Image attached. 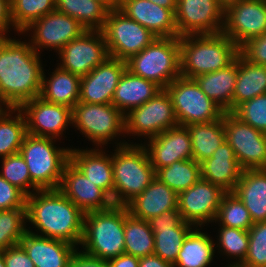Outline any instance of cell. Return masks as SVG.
Returning <instances> with one entry per match:
<instances>
[{"label": "cell", "mask_w": 266, "mask_h": 267, "mask_svg": "<svg viewBox=\"0 0 266 267\" xmlns=\"http://www.w3.org/2000/svg\"><path fill=\"white\" fill-rule=\"evenodd\" d=\"M126 206L133 217L148 221L154 216L178 209V194L155 178L141 194Z\"/></svg>", "instance_id": "obj_27"}, {"label": "cell", "mask_w": 266, "mask_h": 267, "mask_svg": "<svg viewBox=\"0 0 266 267\" xmlns=\"http://www.w3.org/2000/svg\"><path fill=\"white\" fill-rule=\"evenodd\" d=\"M19 109L26 120L27 134L32 136L59 140L63 132L73 125L70 107L47 102L41 97L26 101Z\"/></svg>", "instance_id": "obj_16"}, {"label": "cell", "mask_w": 266, "mask_h": 267, "mask_svg": "<svg viewBox=\"0 0 266 267\" xmlns=\"http://www.w3.org/2000/svg\"><path fill=\"white\" fill-rule=\"evenodd\" d=\"M139 267H174V264L164 261L159 256L152 254L139 258Z\"/></svg>", "instance_id": "obj_52"}, {"label": "cell", "mask_w": 266, "mask_h": 267, "mask_svg": "<svg viewBox=\"0 0 266 267\" xmlns=\"http://www.w3.org/2000/svg\"><path fill=\"white\" fill-rule=\"evenodd\" d=\"M222 32L239 47L266 32V0H242L224 11Z\"/></svg>", "instance_id": "obj_18"}, {"label": "cell", "mask_w": 266, "mask_h": 267, "mask_svg": "<svg viewBox=\"0 0 266 267\" xmlns=\"http://www.w3.org/2000/svg\"><path fill=\"white\" fill-rule=\"evenodd\" d=\"M84 31L86 29L76 19L55 10L33 21L21 34L31 32L29 42L37 53L42 54L44 48H49L58 54Z\"/></svg>", "instance_id": "obj_13"}, {"label": "cell", "mask_w": 266, "mask_h": 267, "mask_svg": "<svg viewBox=\"0 0 266 267\" xmlns=\"http://www.w3.org/2000/svg\"><path fill=\"white\" fill-rule=\"evenodd\" d=\"M225 193L220 187L200 178L191 187L178 194V212L183 221L203 229L209 222L213 223L215 220Z\"/></svg>", "instance_id": "obj_17"}, {"label": "cell", "mask_w": 266, "mask_h": 267, "mask_svg": "<svg viewBox=\"0 0 266 267\" xmlns=\"http://www.w3.org/2000/svg\"><path fill=\"white\" fill-rule=\"evenodd\" d=\"M127 69L165 89L180 77L179 37H157L140 53L131 56Z\"/></svg>", "instance_id": "obj_7"}, {"label": "cell", "mask_w": 266, "mask_h": 267, "mask_svg": "<svg viewBox=\"0 0 266 267\" xmlns=\"http://www.w3.org/2000/svg\"><path fill=\"white\" fill-rule=\"evenodd\" d=\"M225 267H251V266L239 263V264L225 265Z\"/></svg>", "instance_id": "obj_56"}, {"label": "cell", "mask_w": 266, "mask_h": 267, "mask_svg": "<svg viewBox=\"0 0 266 267\" xmlns=\"http://www.w3.org/2000/svg\"><path fill=\"white\" fill-rule=\"evenodd\" d=\"M214 222L246 231L253 225L245 204L233 192H227L223 195L213 224Z\"/></svg>", "instance_id": "obj_40"}, {"label": "cell", "mask_w": 266, "mask_h": 267, "mask_svg": "<svg viewBox=\"0 0 266 267\" xmlns=\"http://www.w3.org/2000/svg\"><path fill=\"white\" fill-rule=\"evenodd\" d=\"M58 66L79 77L86 76L110 56L104 35L98 30H86L58 53Z\"/></svg>", "instance_id": "obj_14"}, {"label": "cell", "mask_w": 266, "mask_h": 267, "mask_svg": "<svg viewBox=\"0 0 266 267\" xmlns=\"http://www.w3.org/2000/svg\"><path fill=\"white\" fill-rule=\"evenodd\" d=\"M101 32L104 35L109 56L123 61L140 53L157 38L120 9L108 11Z\"/></svg>", "instance_id": "obj_10"}, {"label": "cell", "mask_w": 266, "mask_h": 267, "mask_svg": "<svg viewBox=\"0 0 266 267\" xmlns=\"http://www.w3.org/2000/svg\"><path fill=\"white\" fill-rule=\"evenodd\" d=\"M149 1L159 5L160 7L171 9L174 13L176 12L177 0H149Z\"/></svg>", "instance_id": "obj_53"}, {"label": "cell", "mask_w": 266, "mask_h": 267, "mask_svg": "<svg viewBox=\"0 0 266 267\" xmlns=\"http://www.w3.org/2000/svg\"><path fill=\"white\" fill-rule=\"evenodd\" d=\"M124 253L141 258L154 254V233L149 221L133 217L124 206Z\"/></svg>", "instance_id": "obj_36"}, {"label": "cell", "mask_w": 266, "mask_h": 267, "mask_svg": "<svg viewBox=\"0 0 266 267\" xmlns=\"http://www.w3.org/2000/svg\"><path fill=\"white\" fill-rule=\"evenodd\" d=\"M249 231V247L244 261L251 267H266V221L253 223Z\"/></svg>", "instance_id": "obj_45"}, {"label": "cell", "mask_w": 266, "mask_h": 267, "mask_svg": "<svg viewBox=\"0 0 266 267\" xmlns=\"http://www.w3.org/2000/svg\"><path fill=\"white\" fill-rule=\"evenodd\" d=\"M102 4L108 11L120 9L121 0H95Z\"/></svg>", "instance_id": "obj_54"}, {"label": "cell", "mask_w": 266, "mask_h": 267, "mask_svg": "<svg viewBox=\"0 0 266 267\" xmlns=\"http://www.w3.org/2000/svg\"><path fill=\"white\" fill-rule=\"evenodd\" d=\"M142 143L146 148L151 165L158 169L169 166L176 161L191 160L192 144L187 126L177 125Z\"/></svg>", "instance_id": "obj_20"}, {"label": "cell", "mask_w": 266, "mask_h": 267, "mask_svg": "<svg viewBox=\"0 0 266 267\" xmlns=\"http://www.w3.org/2000/svg\"><path fill=\"white\" fill-rule=\"evenodd\" d=\"M233 193L245 204L253 223L266 221V170H243Z\"/></svg>", "instance_id": "obj_28"}, {"label": "cell", "mask_w": 266, "mask_h": 267, "mask_svg": "<svg viewBox=\"0 0 266 267\" xmlns=\"http://www.w3.org/2000/svg\"><path fill=\"white\" fill-rule=\"evenodd\" d=\"M70 267H110L108 261L98 259L82 252V250H76L71 258Z\"/></svg>", "instance_id": "obj_49"}, {"label": "cell", "mask_w": 266, "mask_h": 267, "mask_svg": "<svg viewBox=\"0 0 266 267\" xmlns=\"http://www.w3.org/2000/svg\"><path fill=\"white\" fill-rule=\"evenodd\" d=\"M162 88L155 82L132 74L128 69L115 89L112 104L124 115L153 98Z\"/></svg>", "instance_id": "obj_29"}, {"label": "cell", "mask_w": 266, "mask_h": 267, "mask_svg": "<svg viewBox=\"0 0 266 267\" xmlns=\"http://www.w3.org/2000/svg\"><path fill=\"white\" fill-rule=\"evenodd\" d=\"M59 190L84 214L108 209L113 205L112 199L70 161L64 167Z\"/></svg>", "instance_id": "obj_22"}, {"label": "cell", "mask_w": 266, "mask_h": 267, "mask_svg": "<svg viewBox=\"0 0 266 267\" xmlns=\"http://www.w3.org/2000/svg\"><path fill=\"white\" fill-rule=\"evenodd\" d=\"M27 196L0 175V210L26 208Z\"/></svg>", "instance_id": "obj_47"}, {"label": "cell", "mask_w": 266, "mask_h": 267, "mask_svg": "<svg viewBox=\"0 0 266 267\" xmlns=\"http://www.w3.org/2000/svg\"><path fill=\"white\" fill-rule=\"evenodd\" d=\"M124 206L91 211L84 215L82 252L102 260L124 254Z\"/></svg>", "instance_id": "obj_5"}, {"label": "cell", "mask_w": 266, "mask_h": 267, "mask_svg": "<svg viewBox=\"0 0 266 267\" xmlns=\"http://www.w3.org/2000/svg\"><path fill=\"white\" fill-rule=\"evenodd\" d=\"M224 131L242 170L265 169L266 133L245 124L232 112L224 113Z\"/></svg>", "instance_id": "obj_12"}, {"label": "cell", "mask_w": 266, "mask_h": 267, "mask_svg": "<svg viewBox=\"0 0 266 267\" xmlns=\"http://www.w3.org/2000/svg\"><path fill=\"white\" fill-rule=\"evenodd\" d=\"M0 175L10 184L30 196L39 190L32 182L25 159L20 153L1 158Z\"/></svg>", "instance_id": "obj_43"}, {"label": "cell", "mask_w": 266, "mask_h": 267, "mask_svg": "<svg viewBox=\"0 0 266 267\" xmlns=\"http://www.w3.org/2000/svg\"><path fill=\"white\" fill-rule=\"evenodd\" d=\"M263 94H266V66L250 63L239 54L232 112L243 102Z\"/></svg>", "instance_id": "obj_33"}, {"label": "cell", "mask_w": 266, "mask_h": 267, "mask_svg": "<svg viewBox=\"0 0 266 267\" xmlns=\"http://www.w3.org/2000/svg\"><path fill=\"white\" fill-rule=\"evenodd\" d=\"M168 92L179 125L208 123L223 117L225 111L212 101L194 79L182 76L173 80Z\"/></svg>", "instance_id": "obj_9"}, {"label": "cell", "mask_w": 266, "mask_h": 267, "mask_svg": "<svg viewBox=\"0 0 266 267\" xmlns=\"http://www.w3.org/2000/svg\"><path fill=\"white\" fill-rule=\"evenodd\" d=\"M5 267H35L23 247L18 244L2 250Z\"/></svg>", "instance_id": "obj_48"}, {"label": "cell", "mask_w": 266, "mask_h": 267, "mask_svg": "<svg viewBox=\"0 0 266 267\" xmlns=\"http://www.w3.org/2000/svg\"><path fill=\"white\" fill-rule=\"evenodd\" d=\"M200 165L201 178L220 187L226 193L233 192L243 171L233 148L226 140L215 150L212 157L205 159Z\"/></svg>", "instance_id": "obj_26"}, {"label": "cell", "mask_w": 266, "mask_h": 267, "mask_svg": "<svg viewBox=\"0 0 266 267\" xmlns=\"http://www.w3.org/2000/svg\"><path fill=\"white\" fill-rule=\"evenodd\" d=\"M148 221L154 233V254L175 264L183 241L194 226L183 221L178 209L164 212Z\"/></svg>", "instance_id": "obj_19"}, {"label": "cell", "mask_w": 266, "mask_h": 267, "mask_svg": "<svg viewBox=\"0 0 266 267\" xmlns=\"http://www.w3.org/2000/svg\"><path fill=\"white\" fill-rule=\"evenodd\" d=\"M84 215L59 189L37 190L26 198L27 223L35 228L27 227L28 231L76 247L82 241Z\"/></svg>", "instance_id": "obj_2"}, {"label": "cell", "mask_w": 266, "mask_h": 267, "mask_svg": "<svg viewBox=\"0 0 266 267\" xmlns=\"http://www.w3.org/2000/svg\"><path fill=\"white\" fill-rule=\"evenodd\" d=\"M216 239L215 248H218L215 250H219L217 252L220 255H226V258L235 259L230 261L231 263L228 265L239 264L244 261L249 247V231L219 225Z\"/></svg>", "instance_id": "obj_41"}, {"label": "cell", "mask_w": 266, "mask_h": 267, "mask_svg": "<svg viewBox=\"0 0 266 267\" xmlns=\"http://www.w3.org/2000/svg\"><path fill=\"white\" fill-rule=\"evenodd\" d=\"M42 73L41 92L39 97L43 100L62 104L71 109L79 102L81 77L61 69L58 65L52 74L46 78Z\"/></svg>", "instance_id": "obj_30"}, {"label": "cell", "mask_w": 266, "mask_h": 267, "mask_svg": "<svg viewBox=\"0 0 266 267\" xmlns=\"http://www.w3.org/2000/svg\"><path fill=\"white\" fill-rule=\"evenodd\" d=\"M0 267H5L3 252L0 251Z\"/></svg>", "instance_id": "obj_57"}, {"label": "cell", "mask_w": 266, "mask_h": 267, "mask_svg": "<svg viewBox=\"0 0 266 267\" xmlns=\"http://www.w3.org/2000/svg\"><path fill=\"white\" fill-rule=\"evenodd\" d=\"M11 22L21 34L33 21L55 11V0H10Z\"/></svg>", "instance_id": "obj_39"}, {"label": "cell", "mask_w": 266, "mask_h": 267, "mask_svg": "<svg viewBox=\"0 0 266 267\" xmlns=\"http://www.w3.org/2000/svg\"><path fill=\"white\" fill-rule=\"evenodd\" d=\"M26 135V120L22 111L19 108L0 107V158L19 153Z\"/></svg>", "instance_id": "obj_35"}, {"label": "cell", "mask_w": 266, "mask_h": 267, "mask_svg": "<svg viewBox=\"0 0 266 267\" xmlns=\"http://www.w3.org/2000/svg\"><path fill=\"white\" fill-rule=\"evenodd\" d=\"M232 113L245 124L266 133V94L243 102Z\"/></svg>", "instance_id": "obj_44"}, {"label": "cell", "mask_w": 266, "mask_h": 267, "mask_svg": "<svg viewBox=\"0 0 266 267\" xmlns=\"http://www.w3.org/2000/svg\"><path fill=\"white\" fill-rule=\"evenodd\" d=\"M239 46L223 32L179 37L180 74L194 79L232 64Z\"/></svg>", "instance_id": "obj_3"}, {"label": "cell", "mask_w": 266, "mask_h": 267, "mask_svg": "<svg viewBox=\"0 0 266 267\" xmlns=\"http://www.w3.org/2000/svg\"><path fill=\"white\" fill-rule=\"evenodd\" d=\"M191 136L192 157L197 163L212 157L215 150L225 141L224 114L221 119L208 123L187 125Z\"/></svg>", "instance_id": "obj_34"}, {"label": "cell", "mask_w": 266, "mask_h": 267, "mask_svg": "<svg viewBox=\"0 0 266 267\" xmlns=\"http://www.w3.org/2000/svg\"><path fill=\"white\" fill-rule=\"evenodd\" d=\"M126 69V61L111 57L96 66L81 77L79 102L112 104L115 89Z\"/></svg>", "instance_id": "obj_21"}, {"label": "cell", "mask_w": 266, "mask_h": 267, "mask_svg": "<svg viewBox=\"0 0 266 267\" xmlns=\"http://www.w3.org/2000/svg\"><path fill=\"white\" fill-rule=\"evenodd\" d=\"M108 263L110 267H139V258L124 253L108 260Z\"/></svg>", "instance_id": "obj_51"}, {"label": "cell", "mask_w": 266, "mask_h": 267, "mask_svg": "<svg viewBox=\"0 0 266 267\" xmlns=\"http://www.w3.org/2000/svg\"><path fill=\"white\" fill-rule=\"evenodd\" d=\"M88 149L70 148L69 161L85 177L100 187L113 202L114 177L112 155L106 154L103 148L96 149L90 147Z\"/></svg>", "instance_id": "obj_25"}, {"label": "cell", "mask_w": 266, "mask_h": 267, "mask_svg": "<svg viewBox=\"0 0 266 267\" xmlns=\"http://www.w3.org/2000/svg\"><path fill=\"white\" fill-rule=\"evenodd\" d=\"M120 10L156 37H180L175 13L149 0H121Z\"/></svg>", "instance_id": "obj_24"}, {"label": "cell", "mask_w": 266, "mask_h": 267, "mask_svg": "<svg viewBox=\"0 0 266 267\" xmlns=\"http://www.w3.org/2000/svg\"><path fill=\"white\" fill-rule=\"evenodd\" d=\"M58 141L51 137H36L27 134L20 147L31 182L39 189H59L63 170L69 161L70 148L55 146Z\"/></svg>", "instance_id": "obj_6"}, {"label": "cell", "mask_w": 266, "mask_h": 267, "mask_svg": "<svg viewBox=\"0 0 266 267\" xmlns=\"http://www.w3.org/2000/svg\"><path fill=\"white\" fill-rule=\"evenodd\" d=\"M156 178L179 194L201 178V165L194 159L176 161L158 169Z\"/></svg>", "instance_id": "obj_38"}, {"label": "cell", "mask_w": 266, "mask_h": 267, "mask_svg": "<svg viewBox=\"0 0 266 267\" xmlns=\"http://www.w3.org/2000/svg\"><path fill=\"white\" fill-rule=\"evenodd\" d=\"M175 22L180 37L220 33L224 11L217 0H177Z\"/></svg>", "instance_id": "obj_15"}, {"label": "cell", "mask_w": 266, "mask_h": 267, "mask_svg": "<svg viewBox=\"0 0 266 267\" xmlns=\"http://www.w3.org/2000/svg\"><path fill=\"white\" fill-rule=\"evenodd\" d=\"M26 224V208L0 210V251L20 243Z\"/></svg>", "instance_id": "obj_42"}, {"label": "cell", "mask_w": 266, "mask_h": 267, "mask_svg": "<svg viewBox=\"0 0 266 267\" xmlns=\"http://www.w3.org/2000/svg\"><path fill=\"white\" fill-rule=\"evenodd\" d=\"M72 121V126L95 148H105L104 145L119 142V137L125 136V115L113 104L78 102L72 108Z\"/></svg>", "instance_id": "obj_8"}, {"label": "cell", "mask_w": 266, "mask_h": 267, "mask_svg": "<svg viewBox=\"0 0 266 267\" xmlns=\"http://www.w3.org/2000/svg\"><path fill=\"white\" fill-rule=\"evenodd\" d=\"M123 139L112 153L114 189L113 204L126 206L156 178L146 148L142 143ZM129 142V143H128Z\"/></svg>", "instance_id": "obj_4"}, {"label": "cell", "mask_w": 266, "mask_h": 267, "mask_svg": "<svg viewBox=\"0 0 266 267\" xmlns=\"http://www.w3.org/2000/svg\"><path fill=\"white\" fill-rule=\"evenodd\" d=\"M238 77V57L229 66L200 75L194 80L200 89L225 112H232V101Z\"/></svg>", "instance_id": "obj_31"}, {"label": "cell", "mask_w": 266, "mask_h": 267, "mask_svg": "<svg viewBox=\"0 0 266 267\" xmlns=\"http://www.w3.org/2000/svg\"><path fill=\"white\" fill-rule=\"evenodd\" d=\"M179 125L171 98L165 89L153 98L125 115V134L144 137L157 136L171 127Z\"/></svg>", "instance_id": "obj_11"}, {"label": "cell", "mask_w": 266, "mask_h": 267, "mask_svg": "<svg viewBox=\"0 0 266 267\" xmlns=\"http://www.w3.org/2000/svg\"><path fill=\"white\" fill-rule=\"evenodd\" d=\"M239 54L250 63L266 66V32L242 44Z\"/></svg>", "instance_id": "obj_46"}, {"label": "cell", "mask_w": 266, "mask_h": 267, "mask_svg": "<svg viewBox=\"0 0 266 267\" xmlns=\"http://www.w3.org/2000/svg\"><path fill=\"white\" fill-rule=\"evenodd\" d=\"M220 8L223 11H226L229 7L236 5L237 3L241 2L242 0H217Z\"/></svg>", "instance_id": "obj_55"}, {"label": "cell", "mask_w": 266, "mask_h": 267, "mask_svg": "<svg viewBox=\"0 0 266 267\" xmlns=\"http://www.w3.org/2000/svg\"><path fill=\"white\" fill-rule=\"evenodd\" d=\"M19 244L35 267H70L71 258L79 249L66 241L40 236L28 230Z\"/></svg>", "instance_id": "obj_23"}, {"label": "cell", "mask_w": 266, "mask_h": 267, "mask_svg": "<svg viewBox=\"0 0 266 267\" xmlns=\"http://www.w3.org/2000/svg\"><path fill=\"white\" fill-rule=\"evenodd\" d=\"M201 227H193L183 241L174 267H207L215 257V242Z\"/></svg>", "instance_id": "obj_32"}, {"label": "cell", "mask_w": 266, "mask_h": 267, "mask_svg": "<svg viewBox=\"0 0 266 267\" xmlns=\"http://www.w3.org/2000/svg\"><path fill=\"white\" fill-rule=\"evenodd\" d=\"M55 10L76 19L86 30L101 31L108 10L95 0H55Z\"/></svg>", "instance_id": "obj_37"}, {"label": "cell", "mask_w": 266, "mask_h": 267, "mask_svg": "<svg viewBox=\"0 0 266 267\" xmlns=\"http://www.w3.org/2000/svg\"><path fill=\"white\" fill-rule=\"evenodd\" d=\"M11 28L16 31L11 22L10 0H0V37L9 36Z\"/></svg>", "instance_id": "obj_50"}, {"label": "cell", "mask_w": 266, "mask_h": 267, "mask_svg": "<svg viewBox=\"0 0 266 267\" xmlns=\"http://www.w3.org/2000/svg\"><path fill=\"white\" fill-rule=\"evenodd\" d=\"M14 38L0 37V107L19 108L41 92V55Z\"/></svg>", "instance_id": "obj_1"}]
</instances>
